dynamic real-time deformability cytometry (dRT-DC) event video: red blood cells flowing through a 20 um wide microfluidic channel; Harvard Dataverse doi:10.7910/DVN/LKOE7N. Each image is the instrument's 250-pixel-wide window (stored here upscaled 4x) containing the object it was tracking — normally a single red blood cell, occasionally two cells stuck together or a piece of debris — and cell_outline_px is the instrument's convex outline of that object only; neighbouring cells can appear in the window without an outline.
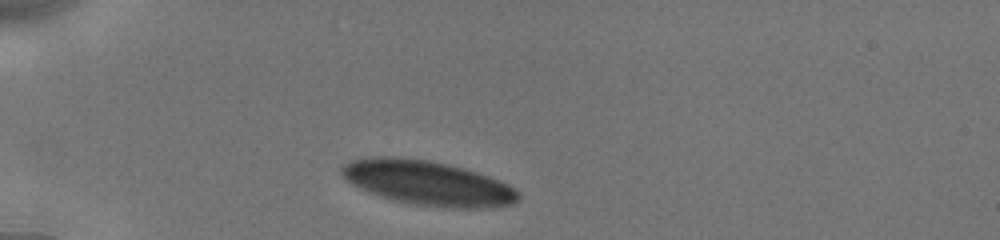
{"species": "human", "species_latin": "Homo sapiens", "temperature_condition": "cold", "stored_images_in_passage": 3, "camera_frame_rate_fps": 3000, "um_per_image_px": 0.085, "donor": {"sex": "male"}, "frame": {"image": 1, "passage_image": 1, "time_ms": 0.0, "image_size_px": [1000, 240], "cell_outline_px": [[520, 200], [512, 204], [484, 208], [452, 208], [416, 204], [396, 200], [380, 196], [368, 192], [352, 184], [340, 172], [340, 168], [344, 164], [352, 160], [372, 156], [392, 156], [424, 160], [464, 168], [488, 176], [508, 184], [520, 192]], "centroid_in_image_um": [36.37, 15.55], "position_along_channel_um": 48.6, "area_um2": 45.49}}
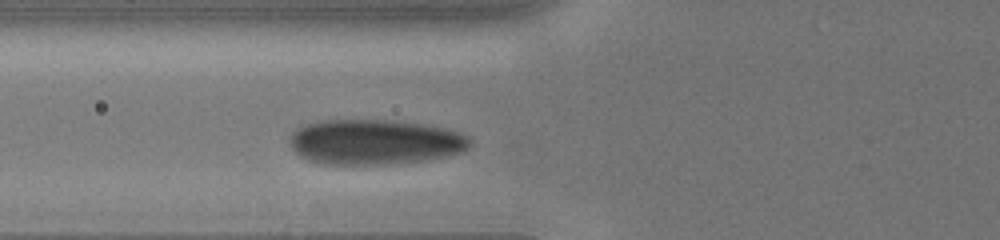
{"frame": {"image": 2, "passage_image": 3, "time_ms": 2.0, "image_size_px": [1000, 240], "cell_outline_px": [[472, 144], [464, 152], [448, 156], [420, 160], [388, 164], [320, 164], [308, 160], [300, 156], [292, 148], [288, 140], [292, 132], [296, 128], [308, 124], [324, 120], [384, 120], [420, 124], [444, 128], [460, 132], [468, 136], [472, 140]], "centroid_in_image_um": [31.85, 12.07], "position_along_channel_um": 93.9, "area_um2": 47.4}}